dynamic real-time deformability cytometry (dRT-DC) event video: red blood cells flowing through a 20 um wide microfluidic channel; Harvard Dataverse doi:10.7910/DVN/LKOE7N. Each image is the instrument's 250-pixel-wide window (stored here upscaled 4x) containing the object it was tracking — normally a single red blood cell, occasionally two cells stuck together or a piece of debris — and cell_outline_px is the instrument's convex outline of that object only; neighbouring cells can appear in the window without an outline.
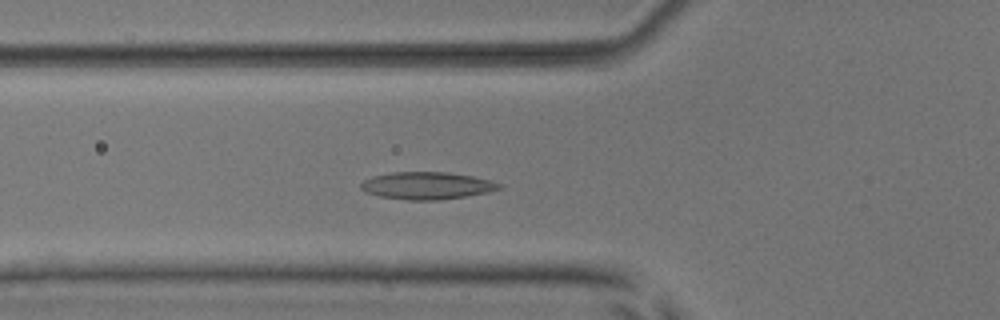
{"species": "common noctule bat (a hibernating species)", "species_latin": "Nyctalus noctula", "temperature_condition": "room temperature", "stored_images_in_passage": 26, "camera_frame_rate_fps": 3000, "um_per_image_px": 0.085, "animal": {"sex": "male", "body_mass_g": 17.9, "forearm_length_mm": 54.2}, "frame": {"image": 1, "passage_image": 13, "time_ms": 4.0, "image_size_px": [1000, 320], "cell_outline_px": [[504, 188], [488, 192], [464, 196], [436, 200], [408, 200], [380, 196], [364, 192], [360, 188], [360, 184], [364, 180], [372, 176], [392, 172], [448, 172], [472, 176], [504, 184]], "centroid_in_image_um": [36.28, 15.77], "position_along_channel_um": 89.5, "area_um2": 22.02}}